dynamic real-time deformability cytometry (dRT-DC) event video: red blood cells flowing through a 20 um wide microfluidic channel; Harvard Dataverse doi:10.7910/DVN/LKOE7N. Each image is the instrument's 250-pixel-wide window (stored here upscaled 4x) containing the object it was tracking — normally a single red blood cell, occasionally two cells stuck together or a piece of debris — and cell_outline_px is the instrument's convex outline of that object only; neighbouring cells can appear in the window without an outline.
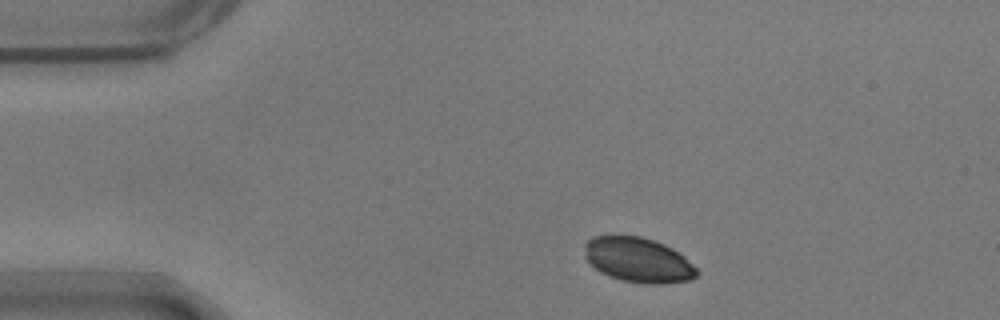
{"species": "common noctule bat (a hibernating species)", "species_latin": "Nyctalus noctula", "temperature_condition": "warm", "stored_images_in_passage": 46, "camera_frame_rate_fps": 3000, "um_per_image_px": 0.085, "animal": {"sex": "male", "body_mass_g": 17.9}, "frame": {"image": 1, "passage_image": 1, "time_ms": 0.0, "image_size_px": [1000, 320], "cell_outline_px": [[696, 276], [688, 280], [664, 284], [644, 284], [620, 280], [608, 276], [600, 272], [584, 256], [584, 244], [592, 236], [640, 236], [664, 244], [672, 248], [684, 256], [696, 268]], "centroid_in_image_um": [54.22, 22.1], "position_along_channel_um": 30.8, "area_um2": 29.25}}